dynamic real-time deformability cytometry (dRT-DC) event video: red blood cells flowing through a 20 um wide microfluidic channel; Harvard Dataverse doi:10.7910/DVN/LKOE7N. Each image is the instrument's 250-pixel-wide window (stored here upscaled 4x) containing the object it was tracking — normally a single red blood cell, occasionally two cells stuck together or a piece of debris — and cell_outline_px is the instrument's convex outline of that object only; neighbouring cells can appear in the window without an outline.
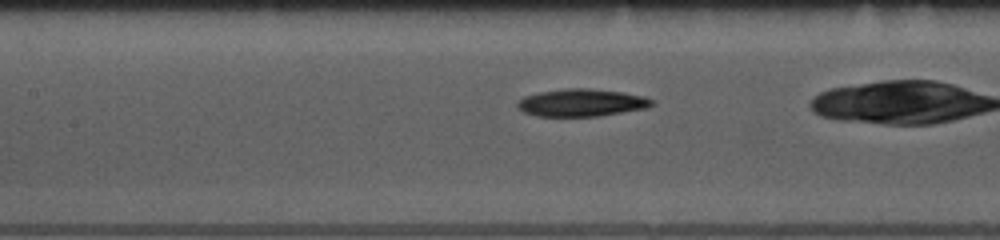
{"species": "common noctule bat (a hibernating species)", "species_latin": "Nyctalus noctula", "temperature_condition": "room temperature", "stored_images_in_passage": 33, "camera_frame_rate_fps": 3000, "um_per_image_px": 0.085, "animal": {"sex": "female", "body_mass_g": 10.0, "forearm_length_mm": 53.1}, "frame": {"image": 1, "passage_image": 15, "time_ms": 4.667, "image_size_px": [1000, 240], "cell_outline_px": [[656, 104], [648, 108], [596, 116], [536, 116], [524, 112], [516, 104], [524, 96], [540, 92], [568, 88], [588, 88], [624, 92], [644, 96], [652, 100]], "centroid_in_image_um": [49.47, 8.72], "position_along_channel_um": 157.9, "area_um2": 21.44}}
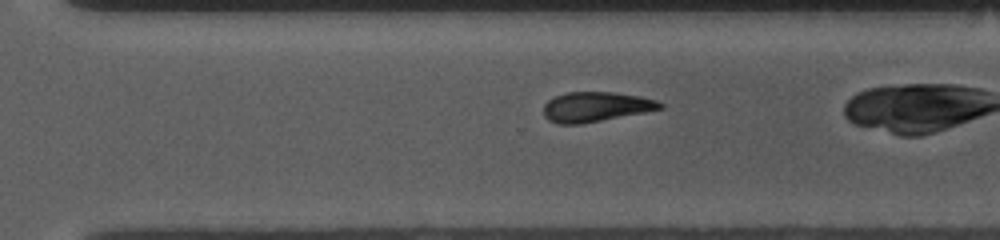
{"frame": {"image": 2, "passage_image": 28, "time_ms": 9.0, "image_size_px": [1000, 240], "cell_outline_px": [[664, 108], [644, 112], [580, 124], [556, 124], [548, 120], [544, 116], [544, 104], [548, 100], [556, 96], [568, 92], [612, 92], [640, 96], [656, 100], [664, 104]], "centroid_in_image_um": [50.63, 9.08], "position_along_channel_um": 320.0, "area_um2": 20.17}}